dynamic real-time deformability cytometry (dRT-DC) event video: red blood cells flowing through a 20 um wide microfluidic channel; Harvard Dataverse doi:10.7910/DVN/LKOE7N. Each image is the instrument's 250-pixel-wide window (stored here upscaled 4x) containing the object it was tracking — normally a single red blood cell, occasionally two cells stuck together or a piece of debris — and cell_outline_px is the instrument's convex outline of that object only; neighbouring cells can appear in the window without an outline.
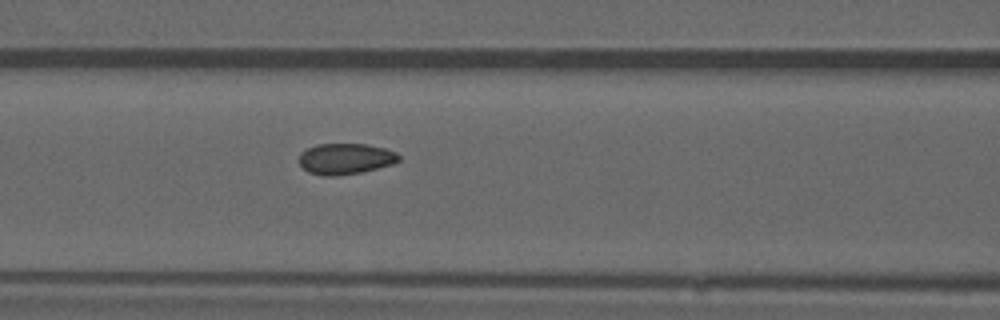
{"species": "common noctule bat (a hibernating species)", "species_latin": "Nyctalus noctula", "temperature_condition": "warm", "stored_images_in_passage": 38, "camera_frame_rate_fps": 3000, "um_per_image_px": 0.085, "animal": {"sex": "male", "forearm_length_mm": 52.5}, "frame": {"image": 1, "passage_image": 12, "time_ms": 3.667, "image_size_px": [1000, 320], "cell_outline_px": [[400, 160], [392, 164], [360, 172], [336, 176], [324, 176], [308, 172], [300, 164], [300, 152], [316, 144], [368, 144], [384, 148], [396, 152], [400, 156]], "centroid_in_image_um": [29.36, 13.49], "position_along_channel_um": 137.2, "area_um2": 17.92}, "authors_computed_cell_mechanics": {"area_um2": 17.8891, "velocity_mm_per_s": 3.9399, "shape_relaxation_time_tau1_ms": null, "shape_relaxation_time_tau2_ms": 0.8655, "deformation_change_tau1": null, "deformation_change_tau2": 0.0342}}